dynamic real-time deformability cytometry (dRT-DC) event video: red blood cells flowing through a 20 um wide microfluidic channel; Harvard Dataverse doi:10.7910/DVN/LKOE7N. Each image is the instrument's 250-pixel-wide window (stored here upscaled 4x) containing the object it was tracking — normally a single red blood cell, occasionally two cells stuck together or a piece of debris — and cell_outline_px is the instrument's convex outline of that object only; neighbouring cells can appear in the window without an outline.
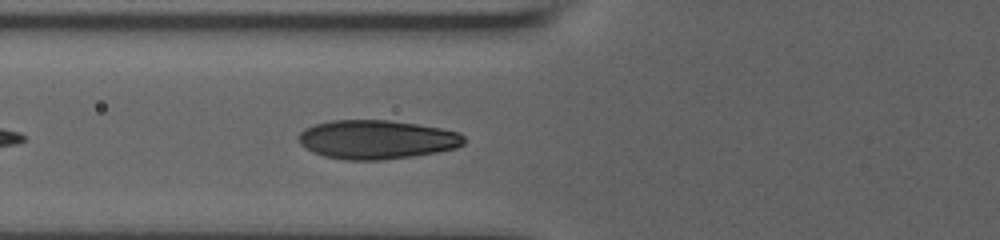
{"species": "human", "species_latin": "Homo sapiens", "temperature_condition": "room temperature", "stored_images_in_passage": 27, "camera_frame_rate_fps": 3000, "um_per_image_px": 0.085, "donor": {"sex": "male"}, "frame": {"image": 1, "passage_image": 5, "time_ms": 2.333, "image_size_px": [1000, 240], "cell_outline_px": [[464, 144], [456, 148], [436, 152], [412, 156], [384, 160], [344, 160], [324, 156], [312, 152], [304, 148], [296, 140], [296, 136], [304, 128], [316, 124], [332, 120], [388, 120], [416, 124], [440, 128], [460, 132], [464, 136]], "centroid_in_image_um": [31.97, 11.86], "position_along_channel_um": 93.8, "area_um2": 37.8}}
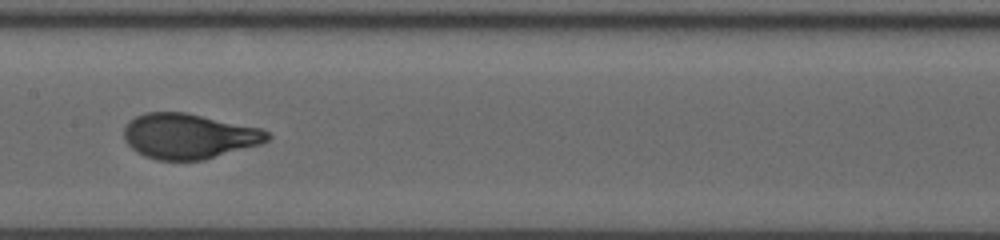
{"frame": {"image": 2, "passage_image": 10, "time_ms": 5.0, "image_size_px": [1000, 240], "cell_outline_px": [[272, 136], [268, 140], [260, 144], [204, 160], [156, 160], [144, 156], [136, 152], [124, 140], [124, 128], [128, 120], [144, 112], [184, 112], [260, 128], [268, 132]], "centroid_in_image_um": [16.01, 11.57], "position_along_channel_um": 191.4, "area_um2": 37.8}}
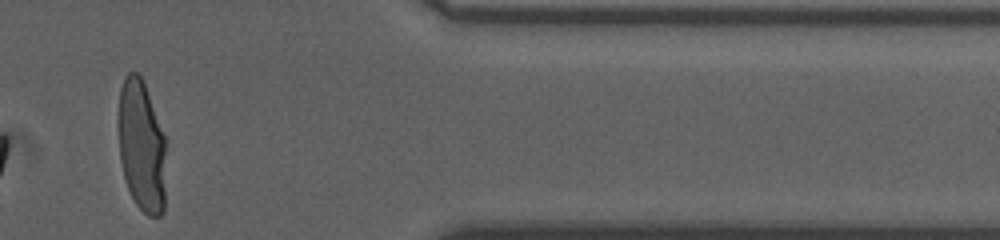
{"frame": {"image": 3, "passage_image": 24, "time_ms": 11.333, "image_size_px": [1000, 240], "cell_outline_px": [[164, 212], [160, 216], [148, 216], [136, 204], [128, 188], [124, 176], [120, 160], [116, 128], [116, 120], [120, 88], [124, 76], [128, 72], [136, 72], [144, 80], [164, 136]], "centroid_in_image_um": [11.98, 12.35], "position_along_channel_um": 399.4, "area_um2": 37.05}, "authors_computed_cell_mechanics": {"area_um2": 37.6856, "velocity_mm_per_s": 3.6326, "shape_relaxation_time_tau1_ms": 4.8684, "shape_relaxation_time_tau2_ms": null, "deformation_change_tau1": 0.1888, "deformation_change_tau2": null}}